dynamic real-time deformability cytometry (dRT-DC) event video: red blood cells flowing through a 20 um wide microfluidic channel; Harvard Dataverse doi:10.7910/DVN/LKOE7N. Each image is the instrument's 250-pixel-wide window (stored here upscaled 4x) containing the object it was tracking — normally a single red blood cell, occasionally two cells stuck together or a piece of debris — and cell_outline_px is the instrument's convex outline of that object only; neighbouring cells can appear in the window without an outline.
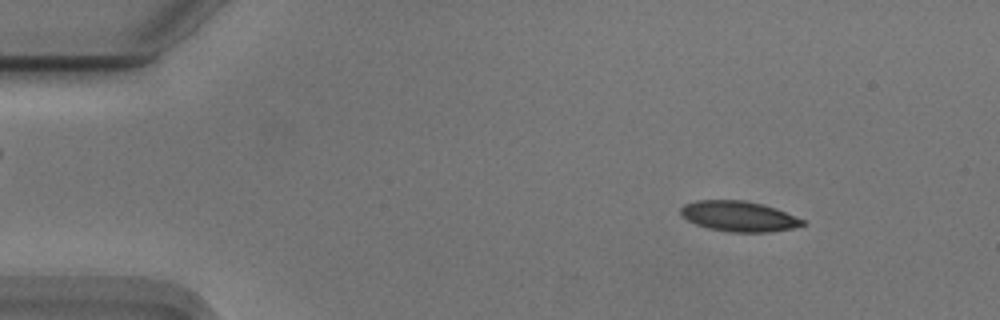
{"species": "Egyptian fruit bat (a non-hibernating species)", "species_latin": "Rousettus aegyptiacus", "temperature_condition": "cold", "stored_images_in_passage": 13, "camera_frame_rate_fps": 3000, "um_per_image_px": 0.085, "animal": {"sex": "male"}, "frame": {"image": 1, "passage_image": 7, "time_ms": 2.0, "image_size_px": [1000, 320], "cell_outline_px": [[804, 224], [792, 228], [768, 232], [728, 232], [708, 228], [696, 224], [688, 220], [680, 212], [680, 208], [684, 204], [700, 200], [744, 200], [776, 208], [804, 220]], "centroid_in_image_um": [62.78, 18.38], "position_along_channel_um": 22.2, "area_um2": 21.33}}